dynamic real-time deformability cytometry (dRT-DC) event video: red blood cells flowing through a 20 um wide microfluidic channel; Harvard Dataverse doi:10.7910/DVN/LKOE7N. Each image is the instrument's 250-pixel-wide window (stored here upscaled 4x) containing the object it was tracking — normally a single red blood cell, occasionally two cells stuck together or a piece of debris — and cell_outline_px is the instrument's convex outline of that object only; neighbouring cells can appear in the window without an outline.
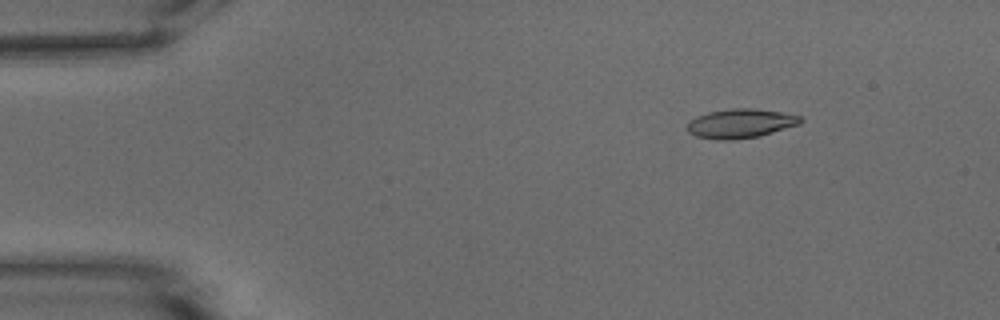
{"species": "common noctule bat (a hibernating species)", "species_latin": "Nyctalus noctula", "temperature_condition": "warm", "stored_images_in_passage": 47, "camera_frame_rate_fps": 3000, "um_per_image_px": 0.085, "animal": {"sex": "male", "body_mass_g": 15.6}, "frame": {"image": 1, "passage_image": 1, "time_ms": 0.0, "image_size_px": [1000, 320], "cell_outline_px": [[804, 120], [800, 124], [760, 136], [732, 140], [720, 140], [696, 136], [688, 132], [688, 124], [696, 116], [708, 112], [732, 108], [752, 108], [780, 112], [800, 116]], "centroid_in_image_um": [62.96, 10.49], "position_along_channel_um": 22.0, "area_um2": 19.19}}
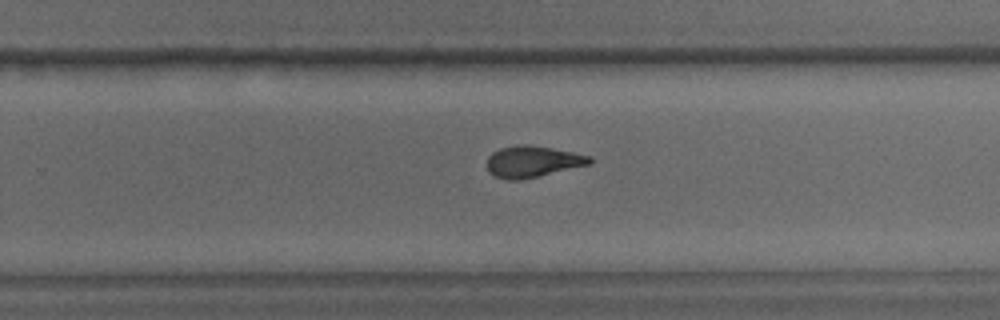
{"frame": {"image": 2, "passage_image": 28, "time_ms": 9.0, "image_size_px": [1000, 320], "cell_outline_px": [[592, 164], [520, 180], [508, 180], [496, 176], [488, 172], [488, 156], [492, 152], [500, 148], [516, 144], [528, 144], [552, 148], [592, 156]], "centroid_in_image_um": [45.28, 13.72], "position_along_channel_um": 284.5, "area_um2": 18.84}}
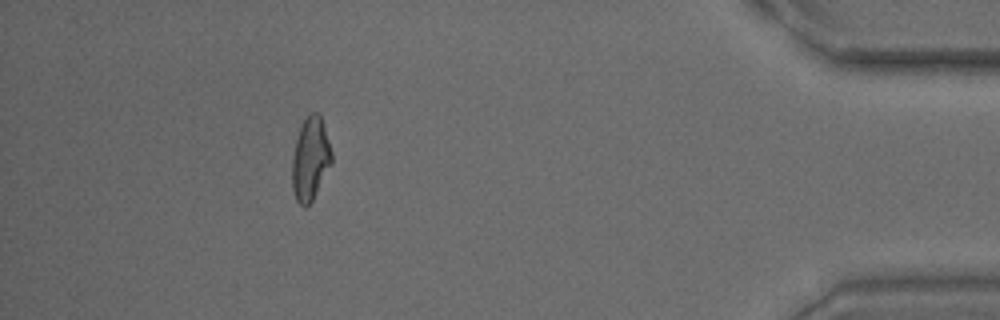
{"frame": {"image": 3, "passage_image": 42, "time_ms": 13.667, "image_size_px": [1000, 320], "cell_outline_px": [[332, 164], [312, 200], [304, 208], [296, 200], [292, 188], [292, 156], [296, 140], [300, 128], [308, 112], [320, 112], [332, 152]], "centroid_in_image_um": [26.38, 13.48], "position_along_channel_um": 408.8, "area_um2": 19.25}, "authors_computed_cell_mechanics": {"area_um2": 19.1318, "velocity_mm_per_s": 3.7987, "shape_relaxation_time_tau1_ms": 7.311, "shape_relaxation_time_tau2_ms": 1.7274, "deformation_change_tau1": 0.2327, "deformation_change_tau2": 0.0948}}